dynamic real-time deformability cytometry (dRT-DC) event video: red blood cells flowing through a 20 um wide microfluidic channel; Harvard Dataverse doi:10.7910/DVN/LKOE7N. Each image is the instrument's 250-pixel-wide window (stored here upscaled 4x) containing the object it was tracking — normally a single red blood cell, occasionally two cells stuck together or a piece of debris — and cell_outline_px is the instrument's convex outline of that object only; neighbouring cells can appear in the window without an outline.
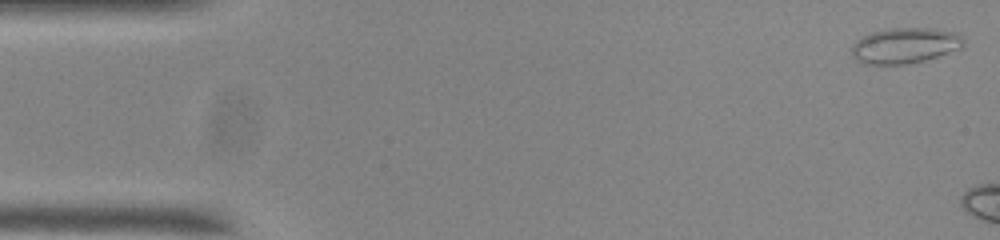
{"species": "common noctule bat (a hibernating species)", "species_latin": "Nyctalus noctula", "temperature_condition": "room temperature", "stored_images_in_passage": 6, "camera_frame_rate_fps": 3000, "um_per_image_px": 0.085, "animal": {"sex": "male", "body_mass_g": 20.0, "forearm_length_mm": 53.3}, "frame": {"image": 1, "passage_image": 1, "time_ms": 0.0, "image_size_px": [1000, 240], "cell_outline_px": [[964, 44], [960, 48], [924, 60], [904, 64], [868, 64], [860, 60], [852, 52], [852, 48], [856, 40], [872, 32], [888, 28], [928, 28], [956, 32], [964, 40]], "centroid_in_image_um": [76.94, 3.85], "position_along_channel_um": 8.1, "area_um2": 22.66}}